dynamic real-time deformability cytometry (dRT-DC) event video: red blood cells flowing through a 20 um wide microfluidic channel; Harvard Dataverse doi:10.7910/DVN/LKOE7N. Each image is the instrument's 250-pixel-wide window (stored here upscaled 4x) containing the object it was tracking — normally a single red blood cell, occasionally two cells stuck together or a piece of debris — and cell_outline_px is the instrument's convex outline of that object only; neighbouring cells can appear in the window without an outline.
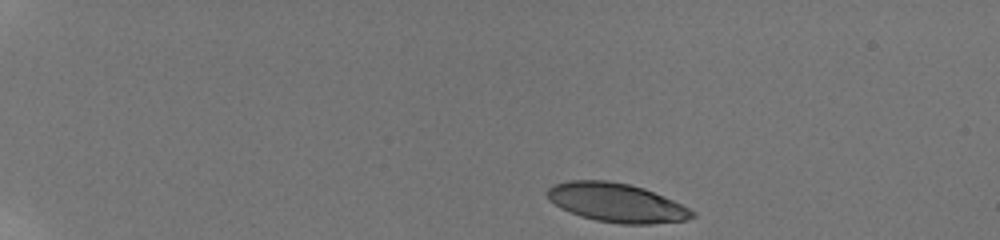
{"species": "human", "species_latin": "Homo sapiens", "temperature_condition": "room temperature", "stored_images_in_passage": 18, "camera_frame_rate_fps": 3000, "um_per_image_px": 0.085, "donor": {"sex": "male"}, "frame": {"image": 1, "passage_image": 1, "time_ms": 0.0, "image_size_px": [1000, 240], "cell_outline_px": [[696, 216], [684, 220], [652, 224], [620, 224], [596, 220], [580, 216], [560, 208], [548, 200], [544, 192], [552, 184], [568, 180], [608, 180], [628, 184], [644, 188], [672, 200], [696, 212]], "centroid_in_image_um": [52.34, 17.22], "position_along_channel_um": 32.7, "area_um2": 33.0}}
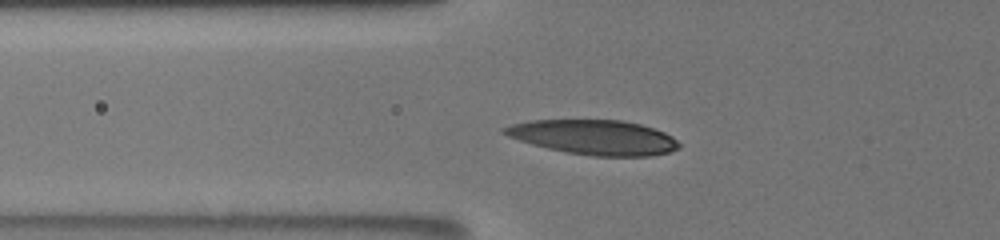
{"frame": {"image": 2, "passage_image": 16, "time_ms": 4.0, "image_size_px": [1000, 240], "cell_outline_px": [[680, 148], [672, 152], [652, 156], [592, 156], [568, 152], [548, 148], [532, 144], [508, 136], [500, 132], [500, 128], [512, 124], [532, 120], [624, 120], [640, 124], [664, 132], [672, 136], [680, 144]], "centroid_in_image_um": [50.51, 11.67], "position_along_channel_um": 75.3, "area_um2": 35.37}}